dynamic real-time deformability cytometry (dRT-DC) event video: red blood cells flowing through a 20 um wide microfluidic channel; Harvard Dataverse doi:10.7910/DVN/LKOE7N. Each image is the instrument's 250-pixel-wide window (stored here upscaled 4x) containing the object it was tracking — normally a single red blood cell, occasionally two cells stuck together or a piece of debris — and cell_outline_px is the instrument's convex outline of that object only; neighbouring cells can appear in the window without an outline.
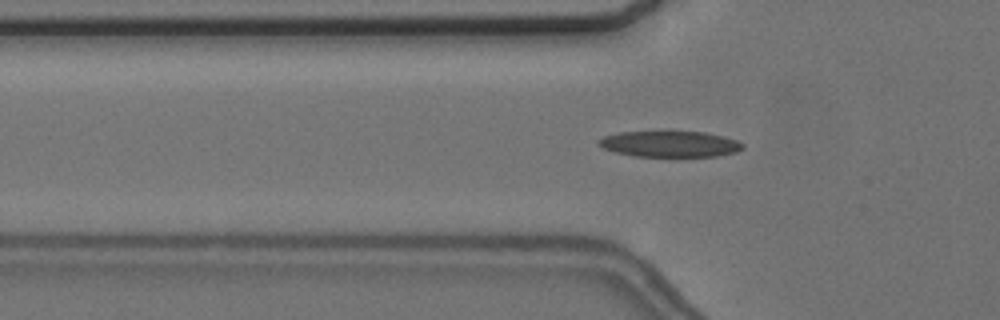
{"species": "common noctule bat (a hibernating species)", "species_latin": "Nyctalus noctula", "temperature_condition": "cold", "stored_images_in_passage": 48, "camera_frame_rate_fps": 3000, "um_per_image_px": 0.085, "animal": {"sex": "female", "body_mass_g": 24.6, "forearm_length_mm": 56.2}, "frame": {"image": 1, "passage_image": 12, "time_ms": 3.667, "image_size_px": [1000, 320], "cell_outline_px": [[744, 148], [736, 152], [716, 156], [636, 156], [616, 152], [604, 148], [596, 144], [596, 140], [604, 136], [616, 132], [704, 132], [736, 140], [744, 144]], "centroid_in_image_um": [56.9, 12.24], "position_along_channel_um": 68.9, "area_um2": 21.62}}
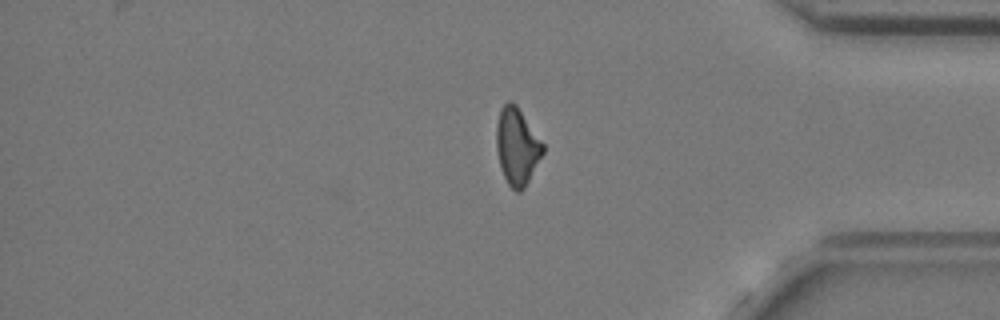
{"frame": {"image": 2, "passage_image": 40, "time_ms": 13.0, "image_size_px": [1000, 320], "cell_outline_px": [[544, 152], [524, 188], [520, 192], [516, 192], [508, 184], [500, 168], [496, 148], [496, 124], [500, 108], [508, 100], [512, 100], [516, 104], [544, 144]], "centroid_in_image_um": [43.93, 12.42], "position_along_channel_um": 391.3, "area_um2": 20.92}}
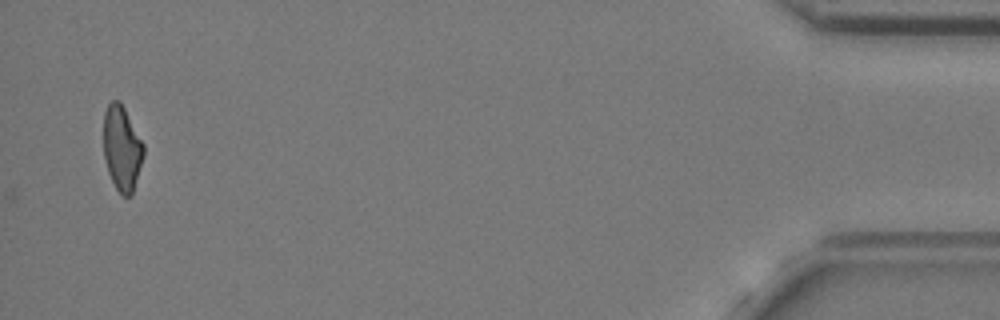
{"frame": {"image": 3, "passage_image": 48, "time_ms": 15.667, "image_size_px": [1000, 320], "cell_outline_px": [[144, 156], [132, 196], [120, 196], [108, 172], [104, 156], [104, 112], [108, 104], [112, 100], [120, 100], [144, 144]], "centroid_in_image_um": [10.37, 12.62], "position_along_channel_um": 424.8, "area_um2": 19.94}, "authors_computed_cell_mechanics": {"area_um2": 21.3571, "velocity_mm_per_s": 3.6814, "shape_relaxation_time_tau1_ms": 11.2939, "shape_relaxation_time_tau2_ms": 5.158, "deformation_change_tau1": 0.2104, "deformation_change_tau2": 0.136}}